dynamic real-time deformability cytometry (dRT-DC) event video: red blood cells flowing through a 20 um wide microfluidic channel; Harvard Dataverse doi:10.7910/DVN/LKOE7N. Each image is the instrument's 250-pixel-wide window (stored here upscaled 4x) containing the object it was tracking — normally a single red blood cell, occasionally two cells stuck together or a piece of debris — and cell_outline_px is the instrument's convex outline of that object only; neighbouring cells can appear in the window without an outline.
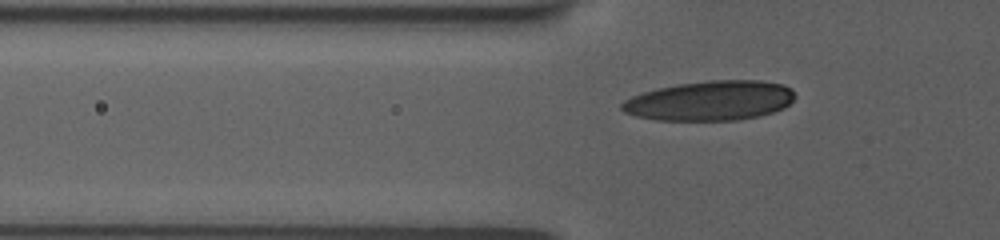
{"species": "human", "species_latin": "Homo sapiens", "temperature_condition": "room temperature", "stored_images_in_passage": 43, "camera_frame_rate_fps": 3000, "um_per_image_px": 0.085, "donor": {"sex": "female"}, "frame": {"image": 1, "passage_image": 9, "time_ms": 2.667, "image_size_px": [1000, 240], "cell_outline_px": [[796, 96], [784, 108], [760, 116], [736, 120], [656, 120], [636, 116], [624, 112], [620, 108], [620, 104], [624, 100], [632, 96], [656, 88], [676, 84], [708, 80], [760, 80], [784, 84], [792, 88]], "centroid_in_image_um": [60.37, 8.55], "position_along_channel_um": 65.4, "area_um2": 40.34}}
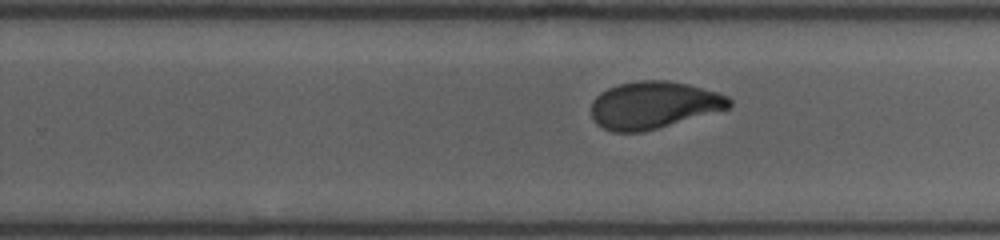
{"frame": {"image": 2, "passage_image": 26, "time_ms": 8.333, "image_size_px": [1000, 240], "cell_outline_px": [[732, 104], [728, 108], [656, 128], [640, 132], [612, 132], [596, 124], [592, 116], [592, 100], [600, 92], [608, 88], [620, 84], [640, 80], [668, 80], [688, 84], [716, 92], [728, 96], [732, 100]], "centroid_in_image_um": [55.52, 8.92], "position_along_channel_um": 274.3, "area_um2": 37.57}}
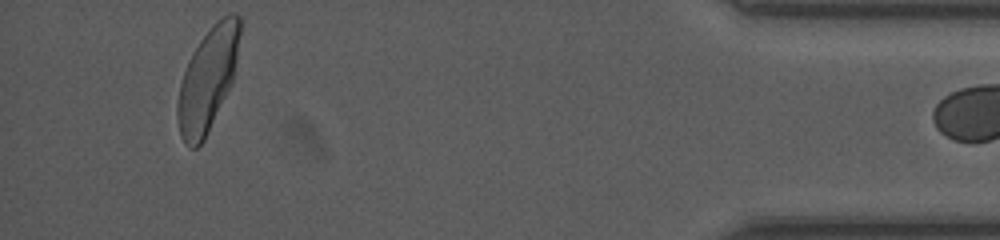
{"frame": {"image": 3, "passage_image": 42, "time_ms": 13.667, "image_size_px": [1000, 240], "cell_outline_px": [[240, 32], [236, 60], [232, 84], [204, 140], [196, 148], [188, 148], [184, 144], [180, 136], [176, 116], [176, 104], [180, 84], [184, 72], [192, 52], [200, 40], [212, 24], [216, 20], [228, 12], [236, 12], [240, 16]], "centroid_in_image_um": [17.64, 6.75], "position_along_channel_um": 417.6, "area_um2": 37.74}}